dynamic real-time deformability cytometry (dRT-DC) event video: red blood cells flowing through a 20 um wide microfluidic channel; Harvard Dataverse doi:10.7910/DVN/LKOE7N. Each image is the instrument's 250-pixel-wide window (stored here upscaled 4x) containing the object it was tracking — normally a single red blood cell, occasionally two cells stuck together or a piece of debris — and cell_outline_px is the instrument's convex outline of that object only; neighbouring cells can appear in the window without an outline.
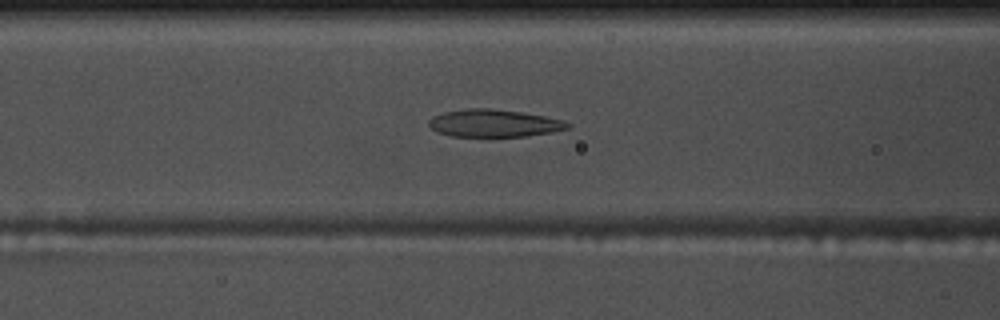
{"species": "common noctule bat (a hibernating species)", "species_latin": "Nyctalus noctula", "temperature_condition": "warm", "stored_images_in_passage": 44, "camera_frame_rate_fps": 3000, "um_per_image_px": 0.085, "animal": {"sex": "male", "body_mass_g": 17.5, "forearm_length_mm": 52.3}, "frame": {"image": 1, "passage_image": 10, "time_ms": 3.0, "image_size_px": [1000, 320], "cell_outline_px": [[572, 124], [568, 128], [552, 132], [524, 136], [452, 136], [440, 132], [432, 128], [428, 124], [428, 120], [432, 116], [444, 112], [468, 108], [488, 108], [520, 112], [544, 116], [564, 120]], "centroid_in_image_um": [41.99, 10.46], "position_along_channel_um": 124.6, "area_um2": 22.02}}
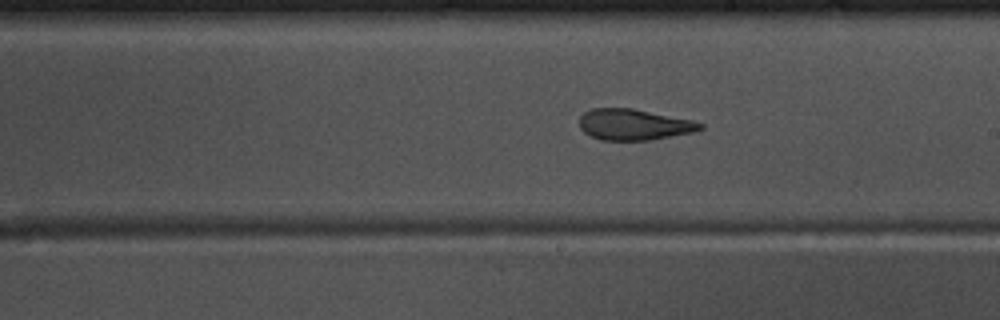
{"frame": {"image": 2, "passage_image": 19, "time_ms": 6.0, "image_size_px": [1000, 320], "cell_outline_px": [[704, 128], [692, 132], [648, 140], [600, 140], [584, 132], [580, 128], [580, 116], [584, 112], [592, 108], [632, 108], [692, 120], [704, 124]], "centroid_in_image_um": [53.86, 10.58], "position_along_channel_um": 235.1, "area_um2": 21.68}}
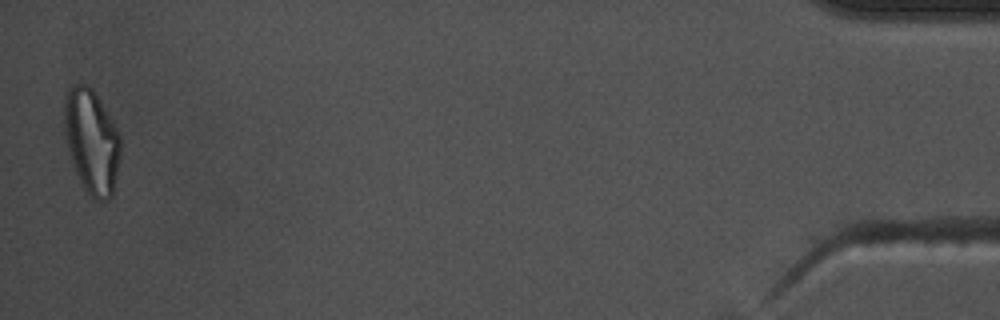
{"frame": {"image": 3, "passage_image": 42, "time_ms": 13.667, "image_size_px": [1000, 320], "cell_outline_px": [[120, 156], [112, 196], [108, 200], [96, 200], [88, 196], [80, 184], [68, 148], [64, 132], [64, 92], [72, 84], [88, 84], [92, 88], [112, 120], [120, 136]], "centroid_in_image_um": [7.77, 12.01], "position_along_channel_um": 427.4, "area_um2": 34.39}}